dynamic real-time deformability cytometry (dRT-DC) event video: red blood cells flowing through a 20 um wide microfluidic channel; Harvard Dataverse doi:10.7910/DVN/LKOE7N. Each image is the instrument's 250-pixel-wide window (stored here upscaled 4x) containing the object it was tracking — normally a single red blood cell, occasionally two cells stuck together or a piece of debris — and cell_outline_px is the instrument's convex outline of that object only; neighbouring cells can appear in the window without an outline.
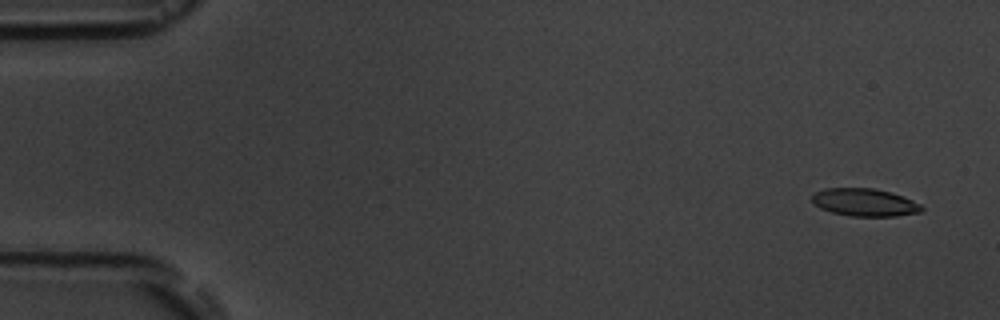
{"species": "common noctule bat (a hibernating species)", "species_latin": "Nyctalus noctula", "temperature_condition": "room temperature", "stored_images_in_passage": 6, "camera_frame_rate_fps": 3000, "um_per_image_px": 0.085, "animal": {"sex": "male", "body_mass_g": 19.5, "forearm_length_mm": 54.6}, "frame": {"image": 1, "passage_image": 1, "time_ms": 0.0, "image_size_px": [1000, 320], "cell_outline_px": [[924, 208], [920, 212], [896, 216], [852, 216], [832, 212], [820, 208], [812, 204], [812, 196], [816, 192], [824, 188], [876, 188], [892, 192], [912, 200], [920, 204]], "centroid_in_image_um": [73.49, 17.19], "position_along_channel_um": 11.5, "area_um2": 17.74}}
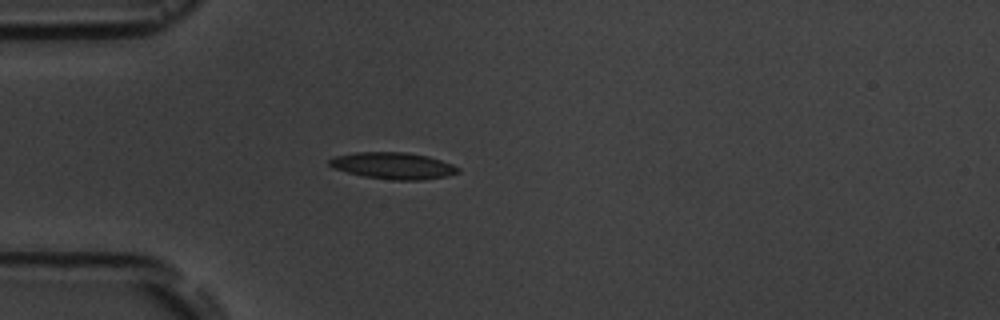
{"frame": {"image": 2, "passage_image": 5, "time_ms": 4.333, "image_size_px": [1000, 320], "cell_outline_px": [[460, 172], [448, 176], [420, 180], [392, 180], [364, 176], [348, 172], [336, 168], [328, 164], [328, 160], [336, 156], [356, 152], [408, 152], [428, 156], [452, 164], [460, 168]], "centroid_in_image_um": [33.46, 14.08], "position_along_channel_um": 51.5, "area_um2": 19.88}}